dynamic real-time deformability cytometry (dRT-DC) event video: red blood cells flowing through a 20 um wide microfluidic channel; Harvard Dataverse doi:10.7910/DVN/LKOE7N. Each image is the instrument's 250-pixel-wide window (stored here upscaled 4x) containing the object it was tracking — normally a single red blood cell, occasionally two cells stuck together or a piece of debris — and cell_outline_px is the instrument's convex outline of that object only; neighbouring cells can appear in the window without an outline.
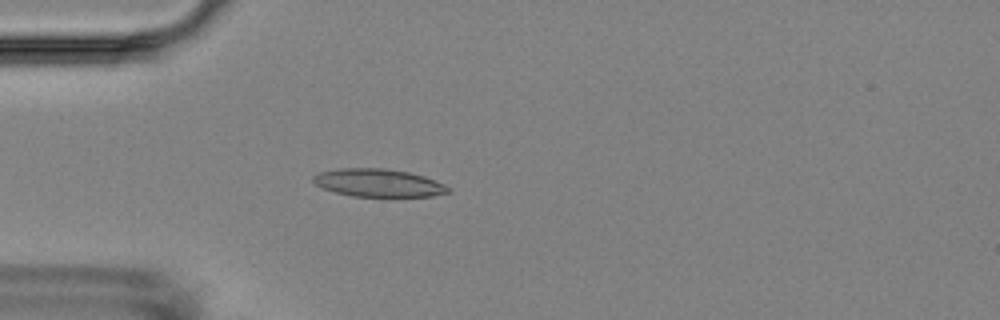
{"species": "Egyptian fruit bat (a non-hibernating species)", "species_latin": "Rousettus aegyptiacus", "temperature_condition": "room temperature", "stored_images_in_passage": 2, "camera_frame_rate_fps": 3000, "um_per_image_px": 0.085, "animal": {"sex": "female"}, "frame": {"image": 1, "passage_image": 2, "time_ms": 1.0, "image_size_px": [1000, 320], "cell_outline_px": [[448, 192], [432, 196], [352, 196], [336, 192], [324, 188], [316, 184], [312, 180], [312, 176], [320, 172], [340, 168], [384, 168], [408, 172], [424, 176], [444, 184], [448, 188]], "centroid_in_image_um": [32.13, 15.53], "position_along_channel_um": 52.9, "area_um2": 21.62}}